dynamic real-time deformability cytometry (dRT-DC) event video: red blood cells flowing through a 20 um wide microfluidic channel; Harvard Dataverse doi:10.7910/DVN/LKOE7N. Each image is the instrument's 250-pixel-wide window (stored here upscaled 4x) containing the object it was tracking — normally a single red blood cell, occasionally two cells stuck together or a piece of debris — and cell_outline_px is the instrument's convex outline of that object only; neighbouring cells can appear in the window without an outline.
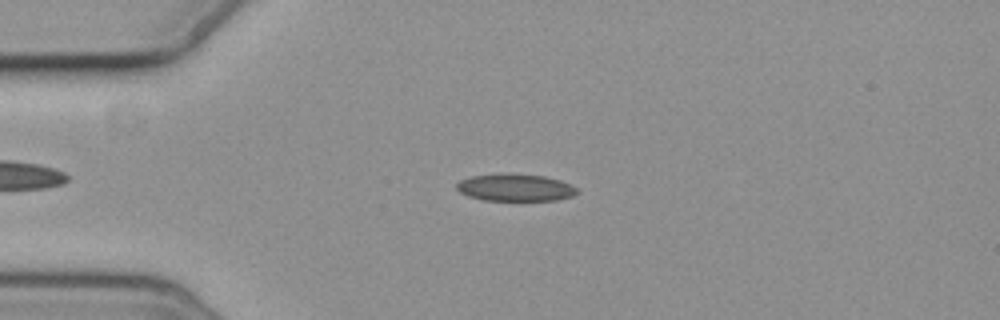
{"species": "common noctule bat (a hibernating species)", "species_latin": "Nyctalus noctula", "temperature_condition": "cold", "stored_images_in_passage": 4, "camera_frame_rate_fps": 3000, "um_per_image_px": 0.085, "animal": {"sex": "female", "body_mass_g": 19.3, "forearm_length_mm": 54.1}, "frame": {"image": 1, "passage_image": 3, "time_ms": 2.333, "image_size_px": [1000, 320], "cell_outline_px": [[580, 192], [572, 196], [556, 200], [484, 200], [468, 196], [460, 192], [456, 188], [456, 184], [460, 180], [472, 176], [508, 172], [544, 176], [560, 180], [572, 184]], "centroid_in_image_um": [43.81, 15.93], "position_along_channel_um": 41.2, "area_um2": 19.31}}